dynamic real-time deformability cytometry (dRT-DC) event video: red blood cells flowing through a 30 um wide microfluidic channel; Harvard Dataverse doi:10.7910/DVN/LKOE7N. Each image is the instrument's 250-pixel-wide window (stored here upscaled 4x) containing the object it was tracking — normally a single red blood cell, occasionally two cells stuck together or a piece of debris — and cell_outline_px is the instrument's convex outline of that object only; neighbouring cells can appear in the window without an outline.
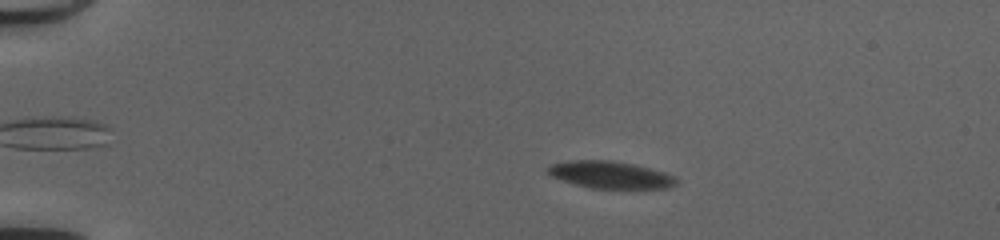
{"species": "common noctule bat (a hibernating species)", "species_latin": "Nyctalus noctula", "temperature_condition": "cold", "stored_images_in_passage": 57, "camera_frame_rate_fps": 3000, "um_per_image_px": 0.085, "animal": {"sex": "female", "body_mass_g": 20.0, "forearm_length_mm": 54.0}, "frame": {"image": 1, "passage_image": 13, "time_ms": 4.0, "image_size_px": [1000, 240], "cell_outline_px": [[676, 184], [664, 188], [592, 188], [576, 184], [552, 176], [548, 172], [548, 168], [552, 164], [576, 160], [608, 160], [632, 164], [648, 168], [672, 176], [676, 180]], "centroid_in_image_um": [51.85, 14.86], "position_along_channel_um": 33.2, "area_um2": 19.54}}
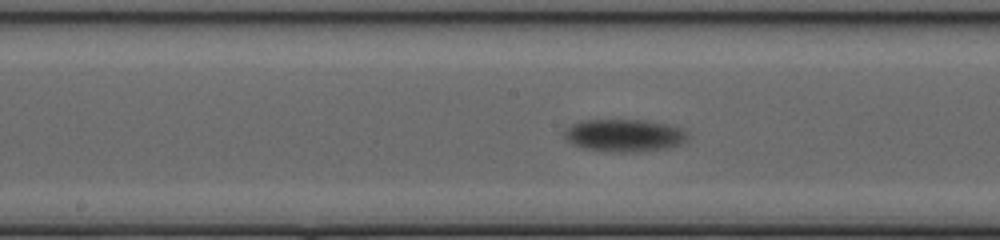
{"frame": {"image": 2, "passage_image": 32, "time_ms": 10.333, "image_size_px": [1000, 240], "cell_outline_px": [[684, 140], [680, 144], [668, 148], [636, 152], [620, 152], [588, 148], [576, 144], [568, 140], [564, 136], [564, 132], [572, 124], [588, 120], [644, 120], [664, 124], [676, 128], [684, 132]], "centroid_in_image_um": [53.04, 11.51], "position_along_channel_um": 195.2, "area_um2": 22.43}}
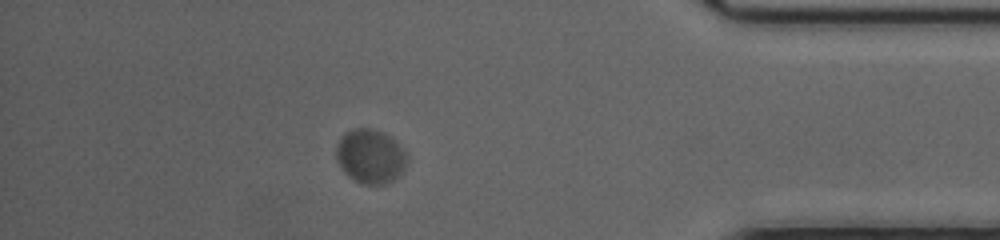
{"frame": {"image": 3, "passage_image": 51, "time_ms": 16.667, "image_size_px": [1000, 240], "cell_outline_px": [[404, 168], [392, 180], [384, 184], [364, 184], [348, 176], [344, 172], [336, 160], [336, 144], [348, 132], [356, 128], [368, 128], [380, 132], [388, 136], [404, 152]], "centroid_in_image_um": [31.41, 13.3], "position_along_channel_um": 403.8, "area_um2": 21.39}, "authors_computed_cell_mechanics": {"area_um2": 21.5016, "velocity_mm_per_s": 3.8081, "shape_relaxation_time_tau1_ms": 1.8096, "shape_relaxation_time_tau2_ms": null, "deformation_change_tau1": 0.0684, "deformation_change_tau2": null}}